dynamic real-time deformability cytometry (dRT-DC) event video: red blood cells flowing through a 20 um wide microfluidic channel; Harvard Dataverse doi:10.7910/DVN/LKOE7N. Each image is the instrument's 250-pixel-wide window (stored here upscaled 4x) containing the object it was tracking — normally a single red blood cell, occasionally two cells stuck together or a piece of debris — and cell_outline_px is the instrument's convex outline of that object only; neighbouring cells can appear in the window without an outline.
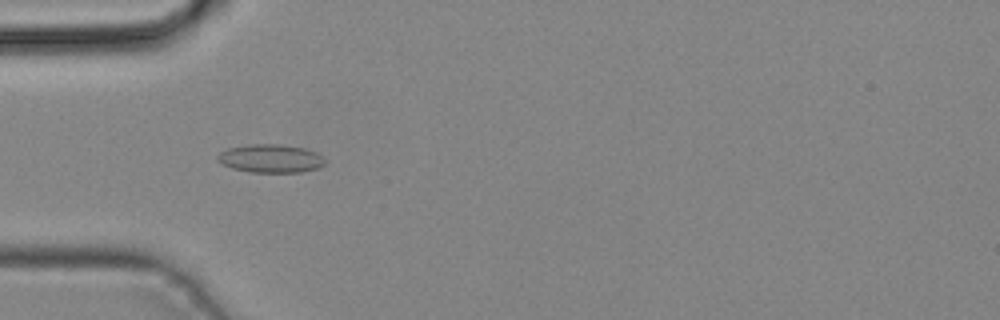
{"species": "common noctule bat (a hibernating species)", "species_latin": "Nyctalus noctula", "temperature_condition": "cold", "stored_images_in_passage": 40, "camera_frame_rate_fps": 3000, "um_per_image_px": 0.085, "animal": {"sex": "male", "body_mass_g": 19.2, "forearm_length_mm": 51.8}, "frame": {"image": 1, "passage_image": 14, "time_ms": 4.333, "image_size_px": [1000, 320], "cell_outline_px": [[324, 164], [316, 168], [300, 172], [248, 172], [232, 168], [220, 164], [216, 160], [216, 156], [220, 152], [228, 148], [248, 144], [280, 144], [304, 148], [316, 152], [324, 156]], "centroid_in_image_um": [22.96, 13.47], "position_along_channel_um": 62.0, "area_um2": 17.86}}
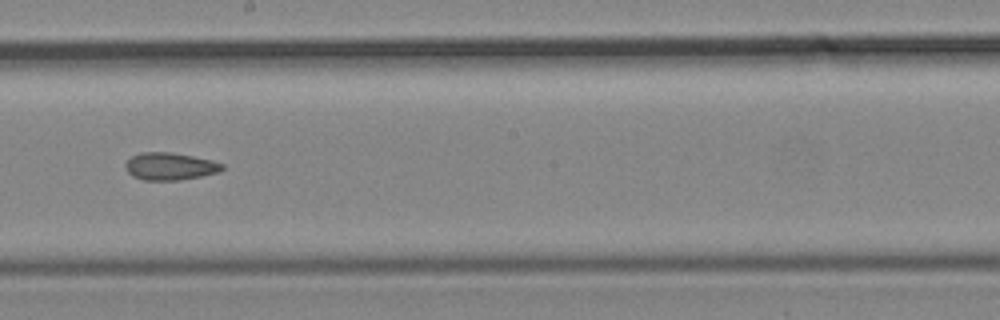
{"frame": {"image": 2, "passage_image": 25, "time_ms": 8.0, "image_size_px": [1000, 320], "cell_outline_px": [[224, 168], [220, 172], [180, 180], [144, 180], [132, 176], [124, 168], [124, 164], [132, 156], [144, 152], [172, 152], [212, 160], [224, 164]], "centroid_in_image_um": [14.45, 14.14], "position_along_channel_um": 233.8, "area_um2": 15.49}}
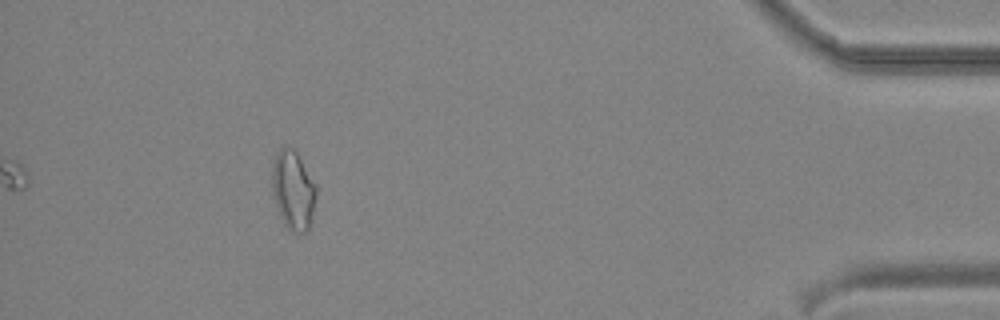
{"frame": {"image": 3, "passage_image": 40, "time_ms": 13.0, "image_size_px": [1000, 320], "cell_outline_px": [[316, 196], [308, 228], [304, 232], [292, 232], [284, 224], [280, 216], [272, 192], [272, 164], [276, 152], [280, 148], [292, 148], [296, 152], [316, 184]], "centroid_in_image_um": [24.9, 16.15], "position_along_channel_um": 410.3, "area_um2": 20.0}}